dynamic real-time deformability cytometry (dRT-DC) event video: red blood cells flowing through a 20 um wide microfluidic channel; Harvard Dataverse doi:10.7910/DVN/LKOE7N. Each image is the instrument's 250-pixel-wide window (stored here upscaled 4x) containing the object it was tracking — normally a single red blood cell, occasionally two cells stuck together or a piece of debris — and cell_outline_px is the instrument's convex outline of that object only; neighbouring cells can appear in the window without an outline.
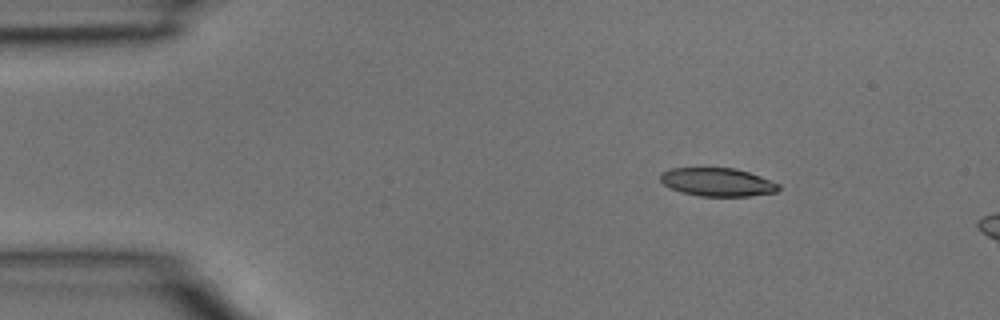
{"species": "common noctule bat (a hibernating species)", "species_latin": "Nyctalus noctula", "temperature_condition": "room temperature", "stored_images_in_passage": 4, "camera_frame_rate_fps": 3000, "um_per_image_px": 0.085, "animal": {"sex": "male", "body_mass_g": 15.6}, "frame": {"image": 1, "passage_image": 2, "time_ms": 0.333, "image_size_px": [1000, 320], "cell_outline_px": [[780, 188], [776, 192], [748, 196], [700, 196], [680, 192], [664, 184], [660, 180], [660, 172], [672, 168], [736, 168], [760, 176], [780, 184]], "centroid_in_image_um": [60.98, 15.47], "position_along_channel_um": 24.0, "area_um2": 19.48}}